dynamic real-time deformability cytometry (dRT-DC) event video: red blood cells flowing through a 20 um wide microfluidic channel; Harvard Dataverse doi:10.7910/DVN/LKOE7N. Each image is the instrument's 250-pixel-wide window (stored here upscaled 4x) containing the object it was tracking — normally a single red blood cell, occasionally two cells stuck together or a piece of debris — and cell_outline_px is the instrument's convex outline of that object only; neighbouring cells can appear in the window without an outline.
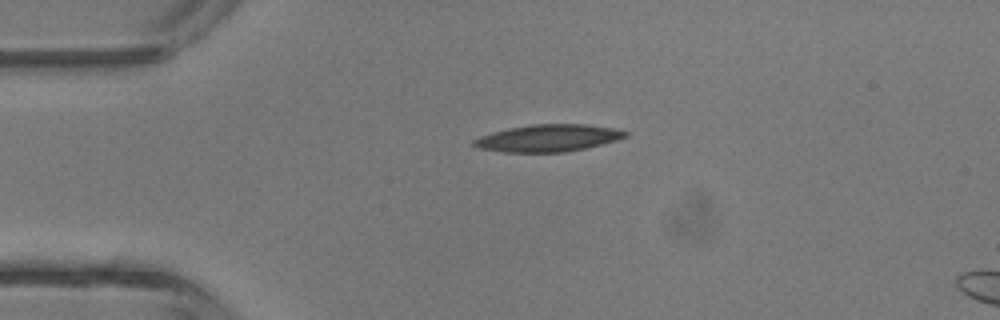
{"species": "common noctule bat (a hibernating species)", "species_latin": "Nyctalus noctula", "temperature_condition": "room temperature", "stored_images_in_passage": 2, "camera_frame_rate_fps": 3000, "um_per_image_px": 0.085, "animal": {"sex": "male", "body_mass_g": 13.3}, "frame": {"image": 1, "passage_image": 1, "time_ms": 0.0, "image_size_px": [1000, 320], "cell_outline_px": [[628, 136], [616, 140], [584, 148], [564, 152], [504, 152], [480, 148], [472, 144], [472, 140], [480, 136], [508, 128], [532, 124], [588, 124], [616, 128], [628, 132]], "centroid_in_image_um": [46.61, 11.72], "position_along_channel_um": 38.4, "area_um2": 23.81}}